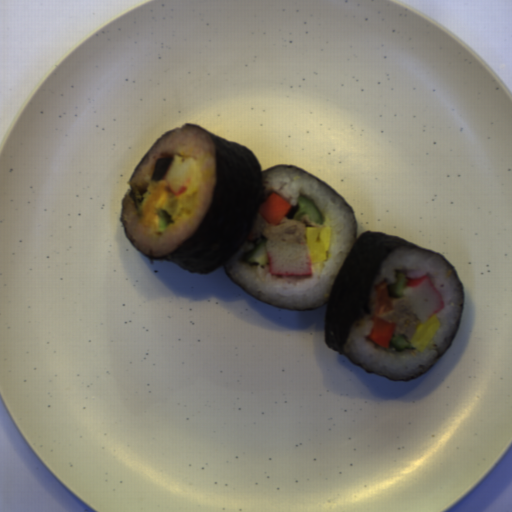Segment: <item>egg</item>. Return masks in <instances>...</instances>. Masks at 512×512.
<instances>
[{
    "label": "egg",
    "mask_w": 512,
    "mask_h": 512,
    "mask_svg": "<svg viewBox=\"0 0 512 512\" xmlns=\"http://www.w3.org/2000/svg\"><path fill=\"white\" fill-rule=\"evenodd\" d=\"M171 192L167 189V183L161 179L151 193L148 194L141 206V223L145 228L152 225H159L158 213L168 199Z\"/></svg>",
    "instance_id": "d2b9013d"
},
{
    "label": "egg",
    "mask_w": 512,
    "mask_h": 512,
    "mask_svg": "<svg viewBox=\"0 0 512 512\" xmlns=\"http://www.w3.org/2000/svg\"><path fill=\"white\" fill-rule=\"evenodd\" d=\"M306 248L311 264L326 262L329 254L330 227H305Z\"/></svg>",
    "instance_id": "2799bb9f"
},
{
    "label": "egg",
    "mask_w": 512,
    "mask_h": 512,
    "mask_svg": "<svg viewBox=\"0 0 512 512\" xmlns=\"http://www.w3.org/2000/svg\"><path fill=\"white\" fill-rule=\"evenodd\" d=\"M439 325L440 323L437 315H434L425 321H420L415 328L413 337L408 343L411 347L423 353L426 345L432 339Z\"/></svg>",
    "instance_id": "db1cbce2"
}]
</instances>
